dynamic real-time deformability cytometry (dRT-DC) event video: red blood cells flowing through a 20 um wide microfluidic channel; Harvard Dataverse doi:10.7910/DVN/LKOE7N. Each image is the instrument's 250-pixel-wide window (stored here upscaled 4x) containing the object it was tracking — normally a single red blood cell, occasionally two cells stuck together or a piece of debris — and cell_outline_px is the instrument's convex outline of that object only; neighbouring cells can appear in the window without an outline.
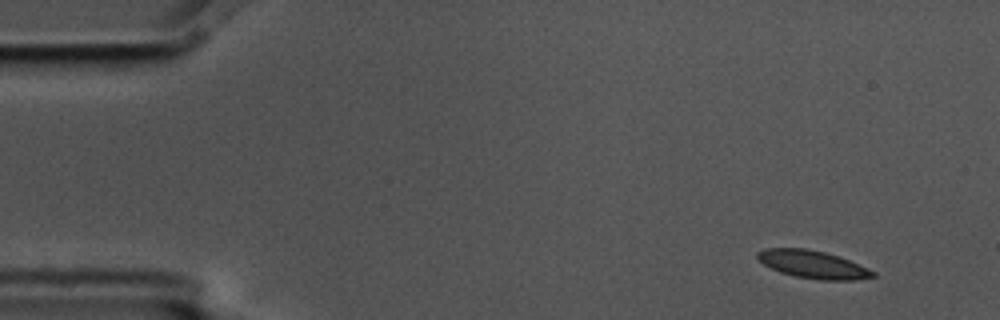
{"species": "common noctule bat (a hibernating species)", "species_latin": "Nyctalus noctula", "temperature_condition": "cold", "stored_images_in_passage": 4, "camera_frame_rate_fps": 3000, "um_per_image_px": 0.085, "animal": {"sex": "male", "body_mass_g": 17.5, "forearm_length_mm": 52.3}, "frame": {"image": 1, "passage_image": 1, "time_ms": 0.0, "image_size_px": [1000, 320], "cell_outline_px": [[876, 276], [852, 280], [820, 280], [796, 276], [780, 272], [756, 260], [756, 252], [764, 248], [808, 248], [824, 252], [848, 260], [868, 268], [876, 272]], "centroid_in_image_um": [69.05, 22.47], "position_along_channel_um": 16.0, "area_um2": 18.61}}
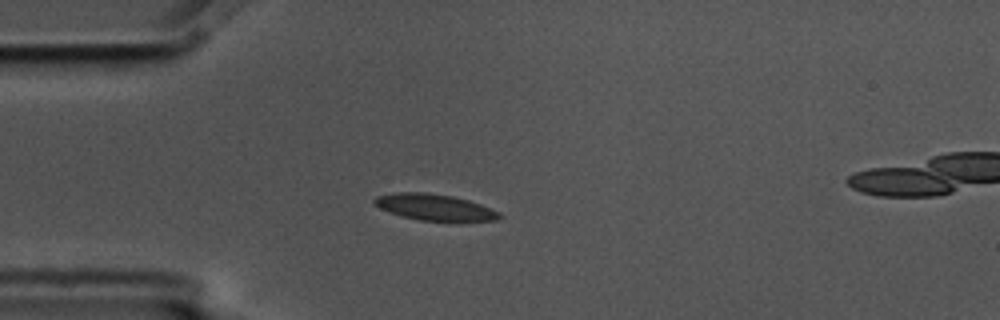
{"frame": {"image": 2, "passage_image": 4, "time_ms": 1.0, "image_size_px": [1000, 320], "cell_outline_px": [[504, 216], [496, 220], [420, 220], [400, 216], [380, 208], [372, 200], [376, 196], [396, 192], [424, 192], [452, 196], [468, 200], [492, 208], [500, 212]], "centroid_in_image_um": [36.94, 17.6], "position_along_channel_um": 48.1, "area_um2": 18.9}}